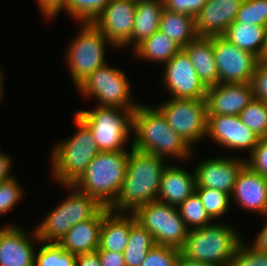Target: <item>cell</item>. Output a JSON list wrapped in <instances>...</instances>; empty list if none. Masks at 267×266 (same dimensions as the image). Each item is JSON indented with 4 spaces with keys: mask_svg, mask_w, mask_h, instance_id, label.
<instances>
[{
    "mask_svg": "<svg viewBox=\"0 0 267 266\" xmlns=\"http://www.w3.org/2000/svg\"><path fill=\"white\" fill-rule=\"evenodd\" d=\"M245 159L246 165L267 178V137L259 139L249 157Z\"/></svg>",
    "mask_w": 267,
    "mask_h": 266,
    "instance_id": "obj_39",
    "label": "cell"
},
{
    "mask_svg": "<svg viewBox=\"0 0 267 266\" xmlns=\"http://www.w3.org/2000/svg\"><path fill=\"white\" fill-rule=\"evenodd\" d=\"M243 0H207L195 15V29L198 37L224 36L228 27L235 22Z\"/></svg>",
    "mask_w": 267,
    "mask_h": 266,
    "instance_id": "obj_20",
    "label": "cell"
},
{
    "mask_svg": "<svg viewBox=\"0 0 267 266\" xmlns=\"http://www.w3.org/2000/svg\"><path fill=\"white\" fill-rule=\"evenodd\" d=\"M67 0H37L39 10L44 18L53 19L60 14Z\"/></svg>",
    "mask_w": 267,
    "mask_h": 266,
    "instance_id": "obj_42",
    "label": "cell"
},
{
    "mask_svg": "<svg viewBox=\"0 0 267 266\" xmlns=\"http://www.w3.org/2000/svg\"><path fill=\"white\" fill-rule=\"evenodd\" d=\"M110 210L103 207L94 217L73 226L58 242L67 252L75 255L97 251L103 217Z\"/></svg>",
    "mask_w": 267,
    "mask_h": 266,
    "instance_id": "obj_22",
    "label": "cell"
},
{
    "mask_svg": "<svg viewBox=\"0 0 267 266\" xmlns=\"http://www.w3.org/2000/svg\"><path fill=\"white\" fill-rule=\"evenodd\" d=\"M132 214L153 235L156 244L183 248L189 230L177 207L156 200L138 207Z\"/></svg>",
    "mask_w": 267,
    "mask_h": 266,
    "instance_id": "obj_10",
    "label": "cell"
},
{
    "mask_svg": "<svg viewBox=\"0 0 267 266\" xmlns=\"http://www.w3.org/2000/svg\"><path fill=\"white\" fill-rule=\"evenodd\" d=\"M128 156L129 151H100L73 186L109 208L126 176Z\"/></svg>",
    "mask_w": 267,
    "mask_h": 266,
    "instance_id": "obj_5",
    "label": "cell"
},
{
    "mask_svg": "<svg viewBox=\"0 0 267 266\" xmlns=\"http://www.w3.org/2000/svg\"><path fill=\"white\" fill-rule=\"evenodd\" d=\"M265 218L266 222L263 224V227L260 228V231L257 233L251 244L253 247L262 252H267V215Z\"/></svg>",
    "mask_w": 267,
    "mask_h": 266,
    "instance_id": "obj_46",
    "label": "cell"
},
{
    "mask_svg": "<svg viewBox=\"0 0 267 266\" xmlns=\"http://www.w3.org/2000/svg\"><path fill=\"white\" fill-rule=\"evenodd\" d=\"M177 209L188 230L212 224L213 219L208 215L196 192L183 201Z\"/></svg>",
    "mask_w": 267,
    "mask_h": 266,
    "instance_id": "obj_30",
    "label": "cell"
},
{
    "mask_svg": "<svg viewBox=\"0 0 267 266\" xmlns=\"http://www.w3.org/2000/svg\"><path fill=\"white\" fill-rule=\"evenodd\" d=\"M92 109V110H91ZM75 113L89 126L100 151H129L135 109L96 106Z\"/></svg>",
    "mask_w": 267,
    "mask_h": 266,
    "instance_id": "obj_8",
    "label": "cell"
},
{
    "mask_svg": "<svg viewBox=\"0 0 267 266\" xmlns=\"http://www.w3.org/2000/svg\"><path fill=\"white\" fill-rule=\"evenodd\" d=\"M77 131L58 141L51 152V175L60 185H73L100 152L89 126L75 113Z\"/></svg>",
    "mask_w": 267,
    "mask_h": 266,
    "instance_id": "obj_3",
    "label": "cell"
},
{
    "mask_svg": "<svg viewBox=\"0 0 267 266\" xmlns=\"http://www.w3.org/2000/svg\"><path fill=\"white\" fill-rule=\"evenodd\" d=\"M242 241V235L236 226L218 221L189 230L181 253L201 263L230 266Z\"/></svg>",
    "mask_w": 267,
    "mask_h": 266,
    "instance_id": "obj_4",
    "label": "cell"
},
{
    "mask_svg": "<svg viewBox=\"0 0 267 266\" xmlns=\"http://www.w3.org/2000/svg\"><path fill=\"white\" fill-rule=\"evenodd\" d=\"M76 266H101L98 251L76 255Z\"/></svg>",
    "mask_w": 267,
    "mask_h": 266,
    "instance_id": "obj_45",
    "label": "cell"
},
{
    "mask_svg": "<svg viewBox=\"0 0 267 266\" xmlns=\"http://www.w3.org/2000/svg\"><path fill=\"white\" fill-rule=\"evenodd\" d=\"M35 253L34 266H76V255L56 242H42Z\"/></svg>",
    "mask_w": 267,
    "mask_h": 266,
    "instance_id": "obj_31",
    "label": "cell"
},
{
    "mask_svg": "<svg viewBox=\"0 0 267 266\" xmlns=\"http://www.w3.org/2000/svg\"><path fill=\"white\" fill-rule=\"evenodd\" d=\"M156 107L168 125L193 149L206 139L207 110L205 100L168 98Z\"/></svg>",
    "mask_w": 267,
    "mask_h": 266,
    "instance_id": "obj_11",
    "label": "cell"
},
{
    "mask_svg": "<svg viewBox=\"0 0 267 266\" xmlns=\"http://www.w3.org/2000/svg\"><path fill=\"white\" fill-rule=\"evenodd\" d=\"M162 87L167 89L170 98L205 100L207 87L199 79L189 56L181 49L164 64Z\"/></svg>",
    "mask_w": 267,
    "mask_h": 266,
    "instance_id": "obj_13",
    "label": "cell"
},
{
    "mask_svg": "<svg viewBox=\"0 0 267 266\" xmlns=\"http://www.w3.org/2000/svg\"><path fill=\"white\" fill-rule=\"evenodd\" d=\"M101 266H126L123 253L97 250Z\"/></svg>",
    "mask_w": 267,
    "mask_h": 266,
    "instance_id": "obj_43",
    "label": "cell"
},
{
    "mask_svg": "<svg viewBox=\"0 0 267 266\" xmlns=\"http://www.w3.org/2000/svg\"><path fill=\"white\" fill-rule=\"evenodd\" d=\"M183 50L189 56L199 79L206 87L219 83L218 71L214 59L213 37H197L188 43Z\"/></svg>",
    "mask_w": 267,
    "mask_h": 266,
    "instance_id": "obj_23",
    "label": "cell"
},
{
    "mask_svg": "<svg viewBox=\"0 0 267 266\" xmlns=\"http://www.w3.org/2000/svg\"><path fill=\"white\" fill-rule=\"evenodd\" d=\"M24 193L23 186L16 176L0 182V216L14 209L24 198Z\"/></svg>",
    "mask_w": 267,
    "mask_h": 266,
    "instance_id": "obj_36",
    "label": "cell"
},
{
    "mask_svg": "<svg viewBox=\"0 0 267 266\" xmlns=\"http://www.w3.org/2000/svg\"><path fill=\"white\" fill-rule=\"evenodd\" d=\"M229 157L216 156L200 161L194 169L196 188L217 189L231 196L237 175L246 164V159Z\"/></svg>",
    "mask_w": 267,
    "mask_h": 266,
    "instance_id": "obj_17",
    "label": "cell"
},
{
    "mask_svg": "<svg viewBox=\"0 0 267 266\" xmlns=\"http://www.w3.org/2000/svg\"><path fill=\"white\" fill-rule=\"evenodd\" d=\"M80 25L78 34L68 43L65 56L71 81L76 88L106 64V46L117 50L92 22H81Z\"/></svg>",
    "mask_w": 267,
    "mask_h": 266,
    "instance_id": "obj_7",
    "label": "cell"
},
{
    "mask_svg": "<svg viewBox=\"0 0 267 266\" xmlns=\"http://www.w3.org/2000/svg\"><path fill=\"white\" fill-rule=\"evenodd\" d=\"M137 0H111L92 22L117 50L131 48Z\"/></svg>",
    "mask_w": 267,
    "mask_h": 266,
    "instance_id": "obj_14",
    "label": "cell"
},
{
    "mask_svg": "<svg viewBox=\"0 0 267 266\" xmlns=\"http://www.w3.org/2000/svg\"><path fill=\"white\" fill-rule=\"evenodd\" d=\"M13 158L0 149V182L10 179L12 176Z\"/></svg>",
    "mask_w": 267,
    "mask_h": 266,
    "instance_id": "obj_44",
    "label": "cell"
},
{
    "mask_svg": "<svg viewBox=\"0 0 267 266\" xmlns=\"http://www.w3.org/2000/svg\"><path fill=\"white\" fill-rule=\"evenodd\" d=\"M176 266H213L206 263H201L200 261H195L187 258L182 253H180Z\"/></svg>",
    "mask_w": 267,
    "mask_h": 266,
    "instance_id": "obj_47",
    "label": "cell"
},
{
    "mask_svg": "<svg viewBox=\"0 0 267 266\" xmlns=\"http://www.w3.org/2000/svg\"><path fill=\"white\" fill-rule=\"evenodd\" d=\"M183 166L168 164L164 169L157 200L178 207L196 190V176Z\"/></svg>",
    "mask_w": 267,
    "mask_h": 266,
    "instance_id": "obj_21",
    "label": "cell"
},
{
    "mask_svg": "<svg viewBox=\"0 0 267 266\" xmlns=\"http://www.w3.org/2000/svg\"><path fill=\"white\" fill-rule=\"evenodd\" d=\"M253 99V88L250 82L218 83L207 87L205 96L207 115L238 116Z\"/></svg>",
    "mask_w": 267,
    "mask_h": 266,
    "instance_id": "obj_18",
    "label": "cell"
},
{
    "mask_svg": "<svg viewBox=\"0 0 267 266\" xmlns=\"http://www.w3.org/2000/svg\"><path fill=\"white\" fill-rule=\"evenodd\" d=\"M238 116L260 139L267 137V102L254 98Z\"/></svg>",
    "mask_w": 267,
    "mask_h": 266,
    "instance_id": "obj_32",
    "label": "cell"
},
{
    "mask_svg": "<svg viewBox=\"0 0 267 266\" xmlns=\"http://www.w3.org/2000/svg\"><path fill=\"white\" fill-rule=\"evenodd\" d=\"M131 145L135 150L180 163L193 158L192 148L168 125L161 111L139 104L132 115Z\"/></svg>",
    "mask_w": 267,
    "mask_h": 266,
    "instance_id": "obj_1",
    "label": "cell"
},
{
    "mask_svg": "<svg viewBox=\"0 0 267 266\" xmlns=\"http://www.w3.org/2000/svg\"><path fill=\"white\" fill-rule=\"evenodd\" d=\"M201 203L204 205L208 215L214 220L223 217L231 205V196L228 193L211 188H196ZM231 205V206H230Z\"/></svg>",
    "mask_w": 267,
    "mask_h": 266,
    "instance_id": "obj_33",
    "label": "cell"
},
{
    "mask_svg": "<svg viewBox=\"0 0 267 266\" xmlns=\"http://www.w3.org/2000/svg\"><path fill=\"white\" fill-rule=\"evenodd\" d=\"M206 137L227 151L248 150L249 154L260 139L239 116L233 115H207Z\"/></svg>",
    "mask_w": 267,
    "mask_h": 266,
    "instance_id": "obj_15",
    "label": "cell"
},
{
    "mask_svg": "<svg viewBox=\"0 0 267 266\" xmlns=\"http://www.w3.org/2000/svg\"><path fill=\"white\" fill-rule=\"evenodd\" d=\"M154 154L130 145L126 176L120 192L108 208L116 213H133L138 207L156 201L164 169L169 163Z\"/></svg>",
    "mask_w": 267,
    "mask_h": 266,
    "instance_id": "obj_2",
    "label": "cell"
},
{
    "mask_svg": "<svg viewBox=\"0 0 267 266\" xmlns=\"http://www.w3.org/2000/svg\"><path fill=\"white\" fill-rule=\"evenodd\" d=\"M207 0H163L164 8L177 13L188 14L192 17L203 8Z\"/></svg>",
    "mask_w": 267,
    "mask_h": 266,
    "instance_id": "obj_41",
    "label": "cell"
},
{
    "mask_svg": "<svg viewBox=\"0 0 267 266\" xmlns=\"http://www.w3.org/2000/svg\"><path fill=\"white\" fill-rule=\"evenodd\" d=\"M63 187L68 188V197L35 226L37 236L42 242L58 243L73 226L91 219L103 208L96 199L78 191L73 185Z\"/></svg>",
    "mask_w": 267,
    "mask_h": 266,
    "instance_id": "obj_6",
    "label": "cell"
},
{
    "mask_svg": "<svg viewBox=\"0 0 267 266\" xmlns=\"http://www.w3.org/2000/svg\"><path fill=\"white\" fill-rule=\"evenodd\" d=\"M260 61L267 62V26L265 28V44L262 51V55L260 57Z\"/></svg>",
    "mask_w": 267,
    "mask_h": 266,
    "instance_id": "obj_48",
    "label": "cell"
},
{
    "mask_svg": "<svg viewBox=\"0 0 267 266\" xmlns=\"http://www.w3.org/2000/svg\"><path fill=\"white\" fill-rule=\"evenodd\" d=\"M2 68L3 67H1V65H0V101H1V99L3 98V95H5V94H3V91H5L4 90V81H3V79H4V74H3V70H2Z\"/></svg>",
    "mask_w": 267,
    "mask_h": 266,
    "instance_id": "obj_49",
    "label": "cell"
},
{
    "mask_svg": "<svg viewBox=\"0 0 267 266\" xmlns=\"http://www.w3.org/2000/svg\"><path fill=\"white\" fill-rule=\"evenodd\" d=\"M124 70L107 65L91 73L76 89L86 99L97 100V106L136 109L132 88Z\"/></svg>",
    "mask_w": 267,
    "mask_h": 266,
    "instance_id": "obj_9",
    "label": "cell"
},
{
    "mask_svg": "<svg viewBox=\"0 0 267 266\" xmlns=\"http://www.w3.org/2000/svg\"><path fill=\"white\" fill-rule=\"evenodd\" d=\"M253 97L267 102V62L260 61L251 79Z\"/></svg>",
    "mask_w": 267,
    "mask_h": 266,
    "instance_id": "obj_40",
    "label": "cell"
},
{
    "mask_svg": "<svg viewBox=\"0 0 267 266\" xmlns=\"http://www.w3.org/2000/svg\"><path fill=\"white\" fill-rule=\"evenodd\" d=\"M235 21L267 26V0H243Z\"/></svg>",
    "mask_w": 267,
    "mask_h": 266,
    "instance_id": "obj_35",
    "label": "cell"
},
{
    "mask_svg": "<svg viewBox=\"0 0 267 266\" xmlns=\"http://www.w3.org/2000/svg\"><path fill=\"white\" fill-rule=\"evenodd\" d=\"M214 59L219 83H248L260 63V58L231 44L223 36L213 37Z\"/></svg>",
    "mask_w": 267,
    "mask_h": 266,
    "instance_id": "obj_12",
    "label": "cell"
},
{
    "mask_svg": "<svg viewBox=\"0 0 267 266\" xmlns=\"http://www.w3.org/2000/svg\"><path fill=\"white\" fill-rule=\"evenodd\" d=\"M230 266H267V252H262L245 239L238 246Z\"/></svg>",
    "mask_w": 267,
    "mask_h": 266,
    "instance_id": "obj_38",
    "label": "cell"
},
{
    "mask_svg": "<svg viewBox=\"0 0 267 266\" xmlns=\"http://www.w3.org/2000/svg\"><path fill=\"white\" fill-rule=\"evenodd\" d=\"M153 235L147 231L131 213L128 244L123 252L126 266H140L148 251L155 245Z\"/></svg>",
    "mask_w": 267,
    "mask_h": 266,
    "instance_id": "obj_29",
    "label": "cell"
},
{
    "mask_svg": "<svg viewBox=\"0 0 267 266\" xmlns=\"http://www.w3.org/2000/svg\"><path fill=\"white\" fill-rule=\"evenodd\" d=\"M252 213L267 215V178L244 165L237 175L231 194V204Z\"/></svg>",
    "mask_w": 267,
    "mask_h": 266,
    "instance_id": "obj_19",
    "label": "cell"
},
{
    "mask_svg": "<svg viewBox=\"0 0 267 266\" xmlns=\"http://www.w3.org/2000/svg\"><path fill=\"white\" fill-rule=\"evenodd\" d=\"M265 28L235 21L228 27L223 37L231 44L260 58L265 44Z\"/></svg>",
    "mask_w": 267,
    "mask_h": 266,
    "instance_id": "obj_28",
    "label": "cell"
},
{
    "mask_svg": "<svg viewBox=\"0 0 267 266\" xmlns=\"http://www.w3.org/2000/svg\"><path fill=\"white\" fill-rule=\"evenodd\" d=\"M163 0H137L135 22L131 33L132 51L159 30Z\"/></svg>",
    "mask_w": 267,
    "mask_h": 266,
    "instance_id": "obj_25",
    "label": "cell"
},
{
    "mask_svg": "<svg viewBox=\"0 0 267 266\" xmlns=\"http://www.w3.org/2000/svg\"><path fill=\"white\" fill-rule=\"evenodd\" d=\"M31 232L27 236L28 232L15 223L0 228V266H34L35 245L40 240L35 228Z\"/></svg>",
    "mask_w": 267,
    "mask_h": 266,
    "instance_id": "obj_16",
    "label": "cell"
},
{
    "mask_svg": "<svg viewBox=\"0 0 267 266\" xmlns=\"http://www.w3.org/2000/svg\"><path fill=\"white\" fill-rule=\"evenodd\" d=\"M159 30L172 38L182 49L198 37L194 17L165 8L161 13Z\"/></svg>",
    "mask_w": 267,
    "mask_h": 266,
    "instance_id": "obj_27",
    "label": "cell"
},
{
    "mask_svg": "<svg viewBox=\"0 0 267 266\" xmlns=\"http://www.w3.org/2000/svg\"><path fill=\"white\" fill-rule=\"evenodd\" d=\"M181 250L155 244L140 266H176Z\"/></svg>",
    "mask_w": 267,
    "mask_h": 266,
    "instance_id": "obj_37",
    "label": "cell"
},
{
    "mask_svg": "<svg viewBox=\"0 0 267 266\" xmlns=\"http://www.w3.org/2000/svg\"><path fill=\"white\" fill-rule=\"evenodd\" d=\"M131 213L109 211L104 217L100 229L99 248L123 253L129 238Z\"/></svg>",
    "mask_w": 267,
    "mask_h": 266,
    "instance_id": "obj_24",
    "label": "cell"
},
{
    "mask_svg": "<svg viewBox=\"0 0 267 266\" xmlns=\"http://www.w3.org/2000/svg\"><path fill=\"white\" fill-rule=\"evenodd\" d=\"M111 0H67L63 11L76 22H93Z\"/></svg>",
    "mask_w": 267,
    "mask_h": 266,
    "instance_id": "obj_34",
    "label": "cell"
},
{
    "mask_svg": "<svg viewBox=\"0 0 267 266\" xmlns=\"http://www.w3.org/2000/svg\"><path fill=\"white\" fill-rule=\"evenodd\" d=\"M181 49L167 34L157 30L133 50V56L142 61H154L164 65Z\"/></svg>",
    "mask_w": 267,
    "mask_h": 266,
    "instance_id": "obj_26",
    "label": "cell"
}]
</instances>
